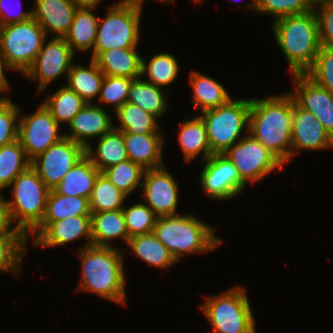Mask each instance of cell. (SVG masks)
<instances>
[{"label": "cell", "mask_w": 333, "mask_h": 333, "mask_svg": "<svg viewBox=\"0 0 333 333\" xmlns=\"http://www.w3.org/2000/svg\"><path fill=\"white\" fill-rule=\"evenodd\" d=\"M148 76L145 81L158 87H166L175 81L179 75V65L177 59L170 53H159L151 57L146 63L141 59V78Z\"/></svg>", "instance_id": "37"}, {"label": "cell", "mask_w": 333, "mask_h": 333, "mask_svg": "<svg viewBox=\"0 0 333 333\" xmlns=\"http://www.w3.org/2000/svg\"><path fill=\"white\" fill-rule=\"evenodd\" d=\"M91 236L92 245L96 246H112L110 242L117 238L128 244L130 238L123 209L92 213Z\"/></svg>", "instance_id": "25"}, {"label": "cell", "mask_w": 333, "mask_h": 333, "mask_svg": "<svg viewBox=\"0 0 333 333\" xmlns=\"http://www.w3.org/2000/svg\"><path fill=\"white\" fill-rule=\"evenodd\" d=\"M6 1H9V0H0V26L23 22V21H26V20H29L32 18V10L20 11V12L14 14V16H13L12 12L10 14L9 8H6V5H7ZM6 9H8V10H6ZM10 11H12V10H10Z\"/></svg>", "instance_id": "46"}, {"label": "cell", "mask_w": 333, "mask_h": 333, "mask_svg": "<svg viewBox=\"0 0 333 333\" xmlns=\"http://www.w3.org/2000/svg\"><path fill=\"white\" fill-rule=\"evenodd\" d=\"M126 197V194L100 173L89 198L91 214L123 209Z\"/></svg>", "instance_id": "38"}, {"label": "cell", "mask_w": 333, "mask_h": 333, "mask_svg": "<svg viewBox=\"0 0 333 333\" xmlns=\"http://www.w3.org/2000/svg\"><path fill=\"white\" fill-rule=\"evenodd\" d=\"M202 163L205 165L200 173V186L209 197L223 201L236 197L244 190L246 183L224 154H212Z\"/></svg>", "instance_id": "14"}, {"label": "cell", "mask_w": 333, "mask_h": 333, "mask_svg": "<svg viewBox=\"0 0 333 333\" xmlns=\"http://www.w3.org/2000/svg\"><path fill=\"white\" fill-rule=\"evenodd\" d=\"M141 10L132 0H121L109 7L106 16L99 18L91 59L113 48H137Z\"/></svg>", "instance_id": "6"}, {"label": "cell", "mask_w": 333, "mask_h": 333, "mask_svg": "<svg viewBox=\"0 0 333 333\" xmlns=\"http://www.w3.org/2000/svg\"><path fill=\"white\" fill-rule=\"evenodd\" d=\"M141 59L136 48H113L101 52L94 61L104 75L137 79L141 76Z\"/></svg>", "instance_id": "22"}, {"label": "cell", "mask_w": 333, "mask_h": 333, "mask_svg": "<svg viewBox=\"0 0 333 333\" xmlns=\"http://www.w3.org/2000/svg\"><path fill=\"white\" fill-rule=\"evenodd\" d=\"M27 236L18 228L0 236V271L21 275V264L26 254Z\"/></svg>", "instance_id": "35"}, {"label": "cell", "mask_w": 333, "mask_h": 333, "mask_svg": "<svg viewBox=\"0 0 333 333\" xmlns=\"http://www.w3.org/2000/svg\"><path fill=\"white\" fill-rule=\"evenodd\" d=\"M141 189L147 206L157 217L177 215L179 188L165 166L145 170Z\"/></svg>", "instance_id": "15"}, {"label": "cell", "mask_w": 333, "mask_h": 333, "mask_svg": "<svg viewBox=\"0 0 333 333\" xmlns=\"http://www.w3.org/2000/svg\"><path fill=\"white\" fill-rule=\"evenodd\" d=\"M119 190L129 196L138 187L142 186L145 169L127 159L113 165L101 172Z\"/></svg>", "instance_id": "39"}, {"label": "cell", "mask_w": 333, "mask_h": 333, "mask_svg": "<svg viewBox=\"0 0 333 333\" xmlns=\"http://www.w3.org/2000/svg\"><path fill=\"white\" fill-rule=\"evenodd\" d=\"M35 236L33 246L47 248L61 246L80 237L88 239L87 247L92 245L91 216H71L52 223H39L28 235Z\"/></svg>", "instance_id": "16"}, {"label": "cell", "mask_w": 333, "mask_h": 333, "mask_svg": "<svg viewBox=\"0 0 333 333\" xmlns=\"http://www.w3.org/2000/svg\"><path fill=\"white\" fill-rule=\"evenodd\" d=\"M321 46L333 48V3L314 6Z\"/></svg>", "instance_id": "45"}, {"label": "cell", "mask_w": 333, "mask_h": 333, "mask_svg": "<svg viewBox=\"0 0 333 333\" xmlns=\"http://www.w3.org/2000/svg\"><path fill=\"white\" fill-rule=\"evenodd\" d=\"M134 1L137 5H139L142 8V4L144 3V0H132ZM160 2H172L173 4L175 3V0H158Z\"/></svg>", "instance_id": "52"}, {"label": "cell", "mask_w": 333, "mask_h": 333, "mask_svg": "<svg viewBox=\"0 0 333 333\" xmlns=\"http://www.w3.org/2000/svg\"><path fill=\"white\" fill-rule=\"evenodd\" d=\"M215 228L195 215L157 217L153 234L171 252L177 262L187 254L212 251L221 245Z\"/></svg>", "instance_id": "4"}, {"label": "cell", "mask_w": 333, "mask_h": 333, "mask_svg": "<svg viewBox=\"0 0 333 333\" xmlns=\"http://www.w3.org/2000/svg\"><path fill=\"white\" fill-rule=\"evenodd\" d=\"M0 194V236L10 232L14 225L11 224L8 211L4 202V196Z\"/></svg>", "instance_id": "48"}, {"label": "cell", "mask_w": 333, "mask_h": 333, "mask_svg": "<svg viewBox=\"0 0 333 333\" xmlns=\"http://www.w3.org/2000/svg\"><path fill=\"white\" fill-rule=\"evenodd\" d=\"M314 9L312 0H257L256 12L273 15L274 21L291 15H301Z\"/></svg>", "instance_id": "41"}, {"label": "cell", "mask_w": 333, "mask_h": 333, "mask_svg": "<svg viewBox=\"0 0 333 333\" xmlns=\"http://www.w3.org/2000/svg\"><path fill=\"white\" fill-rule=\"evenodd\" d=\"M194 1L199 3V2H202L203 0H194Z\"/></svg>", "instance_id": "53"}, {"label": "cell", "mask_w": 333, "mask_h": 333, "mask_svg": "<svg viewBox=\"0 0 333 333\" xmlns=\"http://www.w3.org/2000/svg\"><path fill=\"white\" fill-rule=\"evenodd\" d=\"M224 155L233 163L246 184L256 183L285 165L249 133L230 147Z\"/></svg>", "instance_id": "10"}, {"label": "cell", "mask_w": 333, "mask_h": 333, "mask_svg": "<svg viewBox=\"0 0 333 333\" xmlns=\"http://www.w3.org/2000/svg\"><path fill=\"white\" fill-rule=\"evenodd\" d=\"M113 123L112 116L108 115L101 105L88 103L68 124L70 132L64 133V137L87 148L90 145L89 139L101 138L114 128Z\"/></svg>", "instance_id": "19"}, {"label": "cell", "mask_w": 333, "mask_h": 333, "mask_svg": "<svg viewBox=\"0 0 333 333\" xmlns=\"http://www.w3.org/2000/svg\"><path fill=\"white\" fill-rule=\"evenodd\" d=\"M165 93L167 92L162 91L161 87L142 80L140 77L131 81L127 102L137 105L158 119L168 109V97Z\"/></svg>", "instance_id": "30"}, {"label": "cell", "mask_w": 333, "mask_h": 333, "mask_svg": "<svg viewBox=\"0 0 333 333\" xmlns=\"http://www.w3.org/2000/svg\"><path fill=\"white\" fill-rule=\"evenodd\" d=\"M114 246L89 245L80 250L81 279L78 291H87L125 305L123 254Z\"/></svg>", "instance_id": "2"}, {"label": "cell", "mask_w": 333, "mask_h": 333, "mask_svg": "<svg viewBox=\"0 0 333 333\" xmlns=\"http://www.w3.org/2000/svg\"><path fill=\"white\" fill-rule=\"evenodd\" d=\"M163 135L123 133L128 159L145 170L164 166Z\"/></svg>", "instance_id": "21"}, {"label": "cell", "mask_w": 333, "mask_h": 333, "mask_svg": "<svg viewBox=\"0 0 333 333\" xmlns=\"http://www.w3.org/2000/svg\"><path fill=\"white\" fill-rule=\"evenodd\" d=\"M314 6L321 5L325 3H333V0H312Z\"/></svg>", "instance_id": "51"}, {"label": "cell", "mask_w": 333, "mask_h": 333, "mask_svg": "<svg viewBox=\"0 0 333 333\" xmlns=\"http://www.w3.org/2000/svg\"><path fill=\"white\" fill-rule=\"evenodd\" d=\"M295 86L292 95L302 109L313 113L333 139V94L314 83L305 74H292Z\"/></svg>", "instance_id": "17"}, {"label": "cell", "mask_w": 333, "mask_h": 333, "mask_svg": "<svg viewBox=\"0 0 333 333\" xmlns=\"http://www.w3.org/2000/svg\"><path fill=\"white\" fill-rule=\"evenodd\" d=\"M100 173L90 158L85 155L65 174L53 190L58 194L89 199Z\"/></svg>", "instance_id": "23"}, {"label": "cell", "mask_w": 333, "mask_h": 333, "mask_svg": "<svg viewBox=\"0 0 333 333\" xmlns=\"http://www.w3.org/2000/svg\"><path fill=\"white\" fill-rule=\"evenodd\" d=\"M93 10L95 8L78 7L75 11L70 29L64 36L74 53H84L90 49L93 51L99 21Z\"/></svg>", "instance_id": "26"}, {"label": "cell", "mask_w": 333, "mask_h": 333, "mask_svg": "<svg viewBox=\"0 0 333 333\" xmlns=\"http://www.w3.org/2000/svg\"><path fill=\"white\" fill-rule=\"evenodd\" d=\"M21 108L10 101H0V147L18 139Z\"/></svg>", "instance_id": "44"}, {"label": "cell", "mask_w": 333, "mask_h": 333, "mask_svg": "<svg viewBox=\"0 0 333 333\" xmlns=\"http://www.w3.org/2000/svg\"><path fill=\"white\" fill-rule=\"evenodd\" d=\"M78 7L96 8L101 0H73Z\"/></svg>", "instance_id": "49"}, {"label": "cell", "mask_w": 333, "mask_h": 333, "mask_svg": "<svg viewBox=\"0 0 333 333\" xmlns=\"http://www.w3.org/2000/svg\"><path fill=\"white\" fill-rule=\"evenodd\" d=\"M189 75V82L194 93L191 102L194 104L195 109L197 107L201 108L200 112L217 108L231 99L226 88L214 78L194 70Z\"/></svg>", "instance_id": "28"}, {"label": "cell", "mask_w": 333, "mask_h": 333, "mask_svg": "<svg viewBox=\"0 0 333 333\" xmlns=\"http://www.w3.org/2000/svg\"><path fill=\"white\" fill-rule=\"evenodd\" d=\"M85 155L86 148L83 145L63 137L59 142L32 159L31 167L45 185L49 189H53Z\"/></svg>", "instance_id": "13"}, {"label": "cell", "mask_w": 333, "mask_h": 333, "mask_svg": "<svg viewBox=\"0 0 333 333\" xmlns=\"http://www.w3.org/2000/svg\"><path fill=\"white\" fill-rule=\"evenodd\" d=\"M256 6H257V0H250L248 4H246L245 8L247 7V9H251L256 11Z\"/></svg>", "instance_id": "50"}, {"label": "cell", "mask_w": 333, "mask_h": 333, "mask_svg": "<svg viewBox=\"0 0 333 333\" xmlns=\"http://www.w3.org/2000/svg\"><path fill=\"white\" fill-rule=\"evenodd\" d=\"M244 289L236 286L206 298L201 310L214 333H256V322Z\"/></svg>", "instance_id": "8"}, {"label": "cell", "mask_w": 333, "mask_h": 333, "mask_svg": "<svg viewBox=\"0 0 333 333\" xmlns=\"http://www.w3.org/2000/svg\"><path fill=\"white\" fill-rule=\"evenodd\" d=\"M325 148H333L332 137L313 113L300 108L293 99L291 158L303 149L320 151Z\"/></svg>", "instance_id": "18"}, {"label": "cell", "mask_w": 333, "mask_h": 333, "mask_svg": "<svg viewBox=\"0 0 333 333\" xmlns=\"http://www.w3.org/2000/svg\"><path fill=\"white\" fill-rule=\"evenodd\" d=\"M86 155L100 172L127 160L128 154L123 132L113 128L110 132L98 139L96 149H93L90 144L86 148Z\"/></svg>", "instance_id": "27"}, {"label": "cell", "mask_w": 333, "mask_h": 333, "mask_svg": "<svg viewBox=\"0 0 333 333\" xmlns=\"http://www.w3.org/2000/svg\"><path fill=\"white\" fill-rule=\"evenodd\" d=\"M250 110L251 99L231 98L224 105L200 113L212 154H224L243 138L244 130L249 133Z\"/></svg>", "instance_id": "7"}, {"label": "cell", "mask_w": 333, "mask_h": 333, "mask_svg": "<svg viewBox=\"0 0 333 333\" xmlns=\"http://www.w3.org/2000/svg\"><path fill=\"white\" fill-rule=\"evenodd\" d=\"M13 70V68L7 63V61L0 55V101H10L9 97H6L5 91L9 90V82L6 78L4 70ZM4 93V94H3ZM2 94V95H1Z\"/></svg>", "instance_id": "47"}, {"label": "cell", "mask_w": 333, "mask_h": 333, "mask_svg": "<svg viewBox=\"0 0 333 333\" xmlns=\"http://www.w3.org/2000/svg\"><path fill=\"white\" fill-rule=\"evenodd\" d=\"M71 216H91L89 199L58 194L50 189L40 223H52Z\"/></svg>", "instance_id": "31"}, {"label": "cell", "mask_w": 333, "mask_h": 333, "mask_svg": "<svg viewBox=\"0 0 333 333\" xmlns=\"http://www.w3.org/2000/svg\"><path fill=\"white\" fill-rule=\"evenodd\" d=\"M129 249L148 265L166 269L177 263L171 252L152 233L136 235L129 239Z\"/></svg>", "instance_id": "32"}, {"label": "cell", "mask_w": 333, "mask_h": 333, "mask_svg": "<svg viewBox=\"0 0 333 333\" xmlns=\"http://www.w3.org/2000/svg\"><path fill=\"white\" fill-rule=\"evenodd\" d=\"M32 17L48 36L64 37L71 26L78 6L73 0H34Z\"/></svg>", "instance_id": "20"}, {"label": "cell", "mask_w": 333, "mask_h": 333, "mask_svg": "<svg viewBox=\"0 0 333 333\" xmlns=\"http://www.w3.org/2000/svg\"><path fill=\"white\" fill-rule=\"evenodd\" d=\"M43 104L59 125L63 123L68 125L87 102L65 84L50 95Z\"/></svg>", "instance_id": "36"}, {"label": "cell", "mask_w": 333, "mask_h": 333, "mask_svg": "<svg viewBox=\"0 0 333 333\" xmlns=\"http://www.w3.org/2000/svg\"><path fill=\"white\" fill-rule=\"evenodd\" d=\"M272 33L292 74H304L314 63L321 42L314 10L273 21Z\"/></svg>", "instance_id": "3"}, {"label": "cell", "mask_w": 333, "mask_h": 333, "mask_svg": "<svg viewBox=\"0 0 333 333\" xmlns=\"http://www.w3.org/2000/svg\"><path fill=\"white\" fill-rule=\"evenodd\" d=\"M120 122L114 129L123 133L163 134L157 118L133 103L126 102L115 113ZM160 130V131H159Z\"/></svg>", "instance_id": "33"}, {"label": "cell", "mask_w": 333, "mask_h": 333, "mask_svg": "<svg viewBox=\"0 0 333 333\" xmlns=\"http://www.w3.org/2000/svg\"><path fill=\"white\" fill-rule=\"evenodd\" d=\"M123 213L129 238L153 232L157 216L145 203H133L128 208L124 206Z\"/></svg>", "instance_id": "40"}, {"label": "cell", "mask_w": 333, "mask_h": 333, "mask_svg": "<svg viewBox=\"0 0 333 333\" xmlns=\"http://www.w3.org/2000/svg\"><path fill=\"white\" fill-rule=\"evenodd\" d=\"M133 79L119 76L105 75L99 97L97 98L104 105H113L116 111L127 102L129 88Z\"/></svg>", "instance_id": "43"}, {"label": "cell", "mask_w": 333, "mask_h": 333, "mask_svg": "<svg viewBox=\"0 0 333 333\" xmlns=\"http://www.w3.org/2000/svg\"><path fill=\"white\" fill-rule=\"evenodd\" d=\"M304 74L333 94V48L321 46L313 65Z\"/></svg>", "instance_id": "42"}, {"label": "cell", "mask_w": 333, "mask_h": 333, "mask_svg": "<svg viewBox=\"0 0 333 333\" xmlns=\"http://www.w3.org/2000/svg\"><path fill=\"white\" fill-rule=\"evenodd\" d=\"M46 41L47 39L32 65L23 74L31 81L38 82V95L55 79L69 73L75 54L64 37H52Z\"/></svg>", "instance_id": "12"}, {"label": "cell", "mask_w": 333, "mask_h": 333, "mask_svg": "<svg viewBox=\"0 0 333 333\" xmlns=\"http://www.w3.org/2000/svg\"><path fill=\"white\" fill-rule=\"evenodd\" d=\"M293 97L290 93L251 99L249 134L284 164L291 158Z\"/></svg>", "instance_id": "1"}, {"label": "cell", "mask_w": 333, "mask_h": 333, "mask_svg": "<svg viewBox=\"0 0 333 333\" xmlns=\"http://www.w3.org/2000/svg\"><path fill=\"white\" fill-rule=\"evenodd\" d=\"M178 141L181 146L184 160L190 162L202 154V160L208 159L212 155L209 146L206 126L202 118L198 115L189 119V116L180 123Z\"/></svg>", "instance_id": "24"}, {"label": "cell", "mask_w": 333, "mask_h": 333, "mask_svg": "<svg viewBox=\"0 0 333 333\" xmlns=\"http://www.w3.org/2000/svg\"><path fill=\"white\" fill-rule=\"evenodd\" d=\"M11 186V201L4 197L9 219L27 236L42 221L50 189L31 166Z\"/></svg>", "instance_id": "5"}, {"label": "cell", "mask_w": 333, "mask_h": 333, "mask_svg": "<svg viewBox=\"0 0 333 333\" xmlns=\"http://www.w3.org/2000/svg\"><path fill=\"white\" fill-rule=\"evenodd\" d=\"M59 130L60 125L42 103L32 114L20 115L18 140L32 160L64 137Z\"/></svg>", "instance_id": "11"}, {"label": "cell", "mask_w": 333, "mask_h": 333, "mask_svg": "<svg viewBox=\"0 0 333 333\" xmlns=\"http://www.w3.org/2000/svg\"><path fill=\"white\" fill-rule=\"evenodd\" d=\"M104 77L105 75L92 59L88 68L73 63L66 77V86L76 92L87 104H91L94 98L99 97Z\"/></svg>", "instance_id": "29"}, {"label": "cell", "mask_w": 333, "mask_h": 333, "mask_svg": "<svg viewBox=\"0 0 333 333\" xmlns=\"http://www.w3.org/2000/svg\"><path fill=\"white\" fill-rule=\"evenodd\" d=\"M31 166L19 140L0 147V194L13 180Z\"/></svg>", "instance_id": "34"}, {"label": "cell", "mask_w": 333, "mask_h": 333, "mask_svg": "<svg viewBox=\"0 0 333 333\" xmlns=\"http://www.w3.org/2000/svg\"><path fill=\"white\" fill-rule=\"evenodd\" d=\"M47 38L40 24L32 17L29 20L0 26V55L7 63L24 74Z\"/></svg>", "instance_id": "9"}]
</instances>
